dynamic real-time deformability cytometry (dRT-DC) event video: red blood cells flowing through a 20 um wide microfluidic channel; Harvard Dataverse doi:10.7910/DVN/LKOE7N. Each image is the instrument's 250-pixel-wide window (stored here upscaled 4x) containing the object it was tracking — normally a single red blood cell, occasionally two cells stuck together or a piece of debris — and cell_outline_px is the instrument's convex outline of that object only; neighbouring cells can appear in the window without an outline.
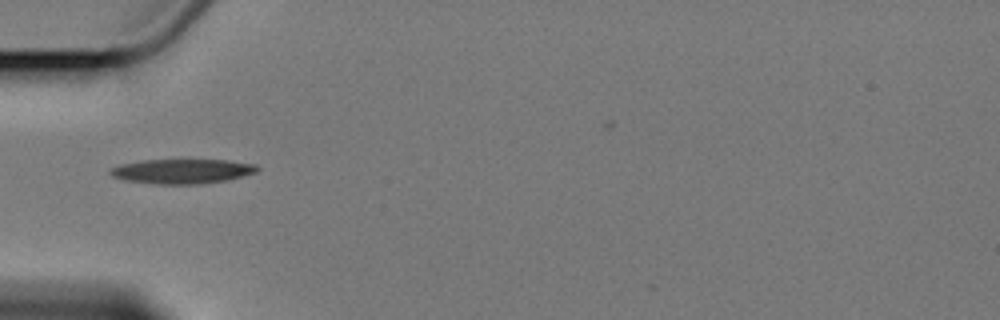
{"species": "Egyptian fruit bat (a non-hibernating species)", "species_latin": "Rousettus aegyptiacus", "temperature_condition": "cold", "stored_images_in_passage": 3, "camera_frame_rate_fps": 3000, "um_per_image_px": 0.085, "animal": {"sex": "female"}, "frame": {"image": 1, "passage_image": 1, "time_ms": 0.0, "image_size_px": [1000, 320], "cell_outline_px": [[260, 168], [256, 172], [244, 176], [228, 180], [200, 184], [160, 184], [124, 180], [112, 176], [108, 172], [112, 168], [120, 164], [144, 160], [180, 156], [228, 160], [256, 164]], "centroid_in_image_um": [15.52, 14.5], "position_along_channel_um": 69.5, "area_um2": 22.31}}
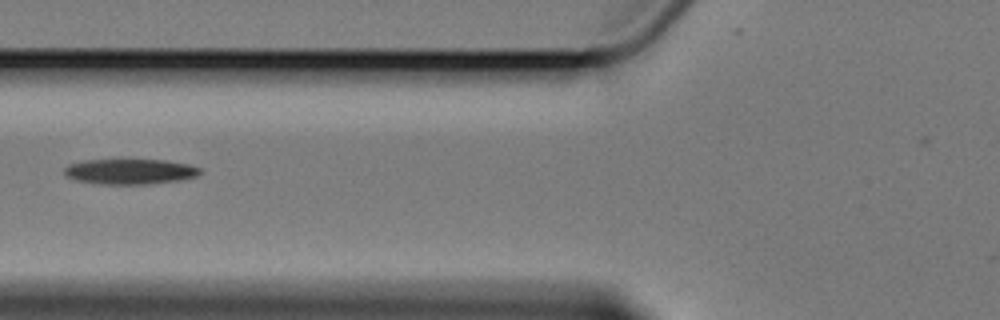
{"frame": {"image": 2, "passage_image": 2, "time_ms": 1.333, "image_size_px": [1000, 320], "cell_outline_px": [[204, 172], [196, 176], [180, 180], [144, 184], [100, 184], [76, 180], [64, 176], [64, 168], [68, 164], [84, 160], [120, 156], [124, 156], [164, 160], [188, 164], [200, 168]], "centroid_in_image_um": [11.0, 14.52], "position_along_channel_um": 114.8, "area_um2": 21.27}}
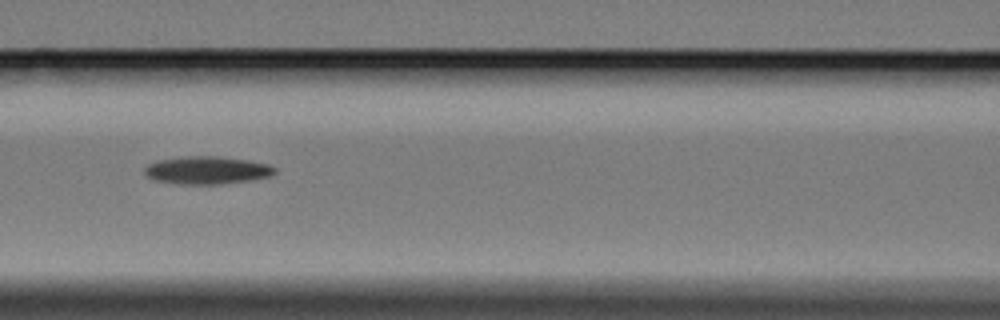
{"frame": {"image": 3, "passage_image": 3, "time_ms": 2.333, "image_size_px": [1000, 320], "cell_outline_px": [[276, 172], [268, 176], [244, 180], [216, 184], [180, 184], [156, 180], [148, 176], [144, 172], [144, 168], [148, 164], [156, 160], [184, 156], [220, 156], [248, 160], [268, 164], [276, 168]], "centroid_in_image_um": [17.55, 14.45], "position_along_channel_um": 149.1, "area_um2": 20.81}}